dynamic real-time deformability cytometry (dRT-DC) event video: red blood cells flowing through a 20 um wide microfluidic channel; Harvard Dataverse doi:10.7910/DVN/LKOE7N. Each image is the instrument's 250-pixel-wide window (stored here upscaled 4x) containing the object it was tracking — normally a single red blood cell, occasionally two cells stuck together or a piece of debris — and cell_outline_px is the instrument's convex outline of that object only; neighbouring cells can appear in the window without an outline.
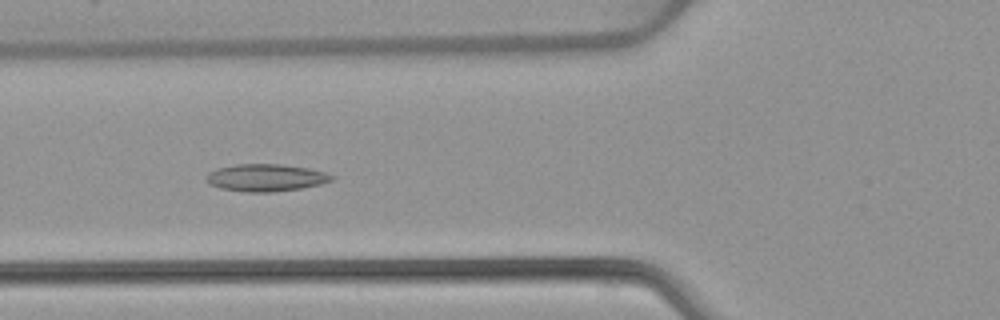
{"species": "common noctule bat (a hibernating species)", "species_latin": "Nyctalus noctula", "temperature_condition": "warm", "stored_images_in_passage": 11, "camera_frame_rate_fps": 3000, "um_per_image_px": 0.085, "animal": {"sex": "female", "body_mass_g": 22.7, "forearm_length_mm": 54.2}, "frame": {"image": 1, "passage_image": 5, "time_ms": 1.333, "image_size_px": [1000, 320], "cell_outline_px": [[336, 176], [332, 180], [320, 184], [300, 188], [272, 192], [248, 192], [220, 188], [208, 184], [204, 180], [204, 176], [208, 172], [216, 168], [236, 164], [280, 164], [308, 168], [324, 172]], "centroid_in_image_um": [22.53, 15.1], "position_along_channel_um": 103.3, "area_um2": 20.06}}
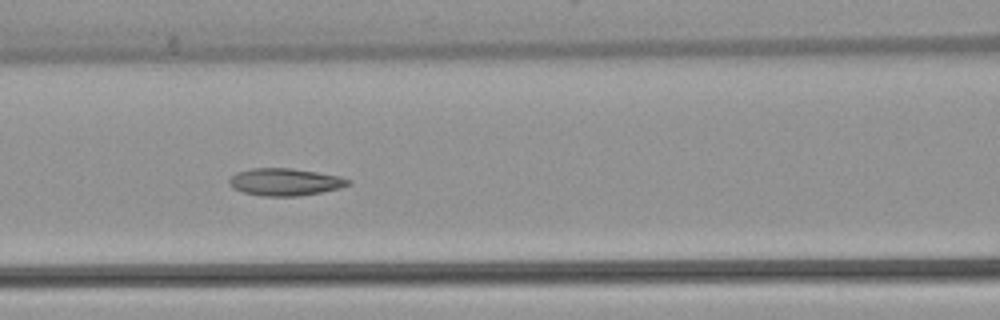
{"frame": {"image": 2, "passage_image": 8, "time_ms": 2.333, "image_size_px": [1000, 320], "cell_outline_px": [[352, 180], [348, 184], [340, 188], [300, 196], [264, 196], [244, 192], [232, 188], [228, 180], [236, 172], [252, 168], [292, 168], [340, 176]], "centroid_in_image_um": [24.22, 15.46], "position_along_channel_um": 142.4, "area_um2": 18.84}}
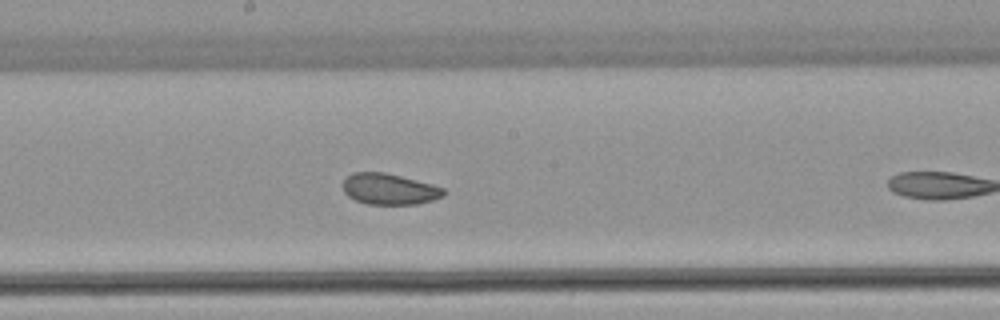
{"frame": {"image": 3, "passage_image": 10, "time_ms": 3.0, "image_size_px": [1000, 320], "cell_outline_px": [[448, 192], [444, 196], [432, 200], [416, 204], [368, 204], [356, 200], [348, 196], [344, 192], [344, 180], [352, 172], [384, 172], [432, 184], [444, 188]], "centroid_in_image_um": [33.12, 16.07], "position_along_channel_um": 215.1, "area_um2": 18.15}}